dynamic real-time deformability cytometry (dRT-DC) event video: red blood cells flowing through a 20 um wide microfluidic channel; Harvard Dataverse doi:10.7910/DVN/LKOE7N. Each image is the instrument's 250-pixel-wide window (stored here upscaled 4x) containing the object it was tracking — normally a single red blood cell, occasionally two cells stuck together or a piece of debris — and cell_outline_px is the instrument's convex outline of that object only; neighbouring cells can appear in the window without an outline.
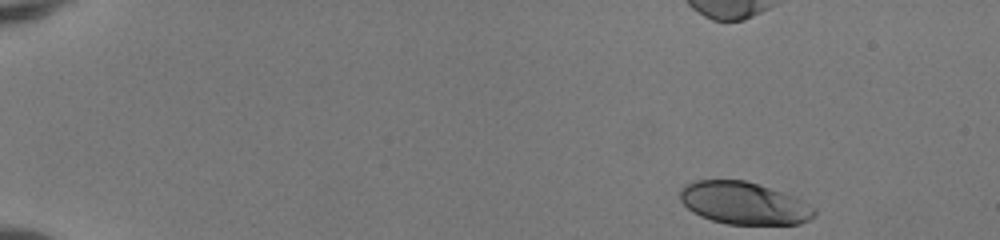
{"species": "human", "species_latin": "Homo sapiens", "temperature_condition": "room temperature", "stored_images_in_passage": 17, "camera_frame_rate_fps": 3000, "um_per_image_px": 0.085, "donor": {"sex": "female"}, "frame": {"image": 1, "passage_image": 1, "time_ms": 0.0, "image_size_px": [1000, 240], "cell_outline_px": [[816, 216], [800, 224], [728, 224], [712, 220], [700, 216], [692, 212], [680, 200], [680, 188], [684, 184], [696, 180], [744, 180], [796, 196], [812, 204], [816, 208]], "centroid_in_image_um": [63.27, 17.27], "position_along_channel_um": 21.7, "area_um2": 33.47}}